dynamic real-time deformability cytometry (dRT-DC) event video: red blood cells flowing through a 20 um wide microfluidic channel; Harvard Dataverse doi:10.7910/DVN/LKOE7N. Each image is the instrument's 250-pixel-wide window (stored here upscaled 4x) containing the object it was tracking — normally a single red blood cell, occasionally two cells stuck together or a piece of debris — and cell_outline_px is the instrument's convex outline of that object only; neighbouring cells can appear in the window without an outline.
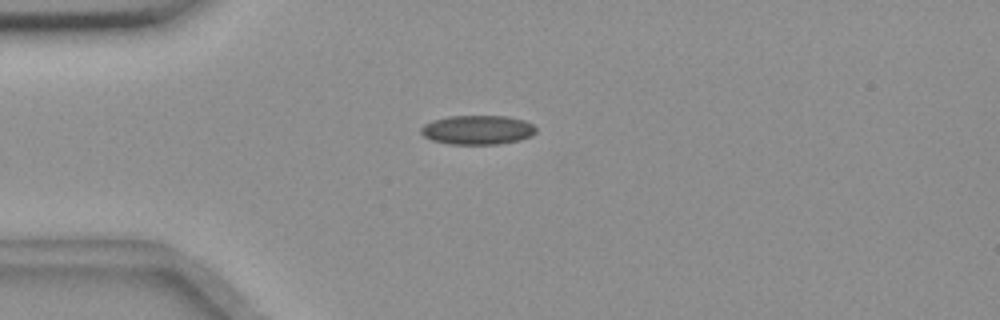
{"species": "common noctule bat (a hibernating species)", "species_latin": "Nyctalus noctula", "temperature_condition": "room temperature", "stored_images_in_passage": 8, "camera_frame_rate_fps": 3000, "um_per_image_px": 0.085, "animal": {"sex": "female", "body_mass_g": 18.4}, "frame": {"image": 1, "passage_image": 2, "time_ms": 1.0, "image_size_px": [1000, 320], "cell_outline_px": [[536, 132], [532, 136], [520, 140], [500, 144], [448, 144], [432, 140], [424, 136], [420, 132], [420, 128], [424, 124], [432, 120], [448, 116], [508, 116], [524, 120], [532, 124], [536, 128]], "centroid_in_image_um": [40.59, 11.04], "position_along_channel_um": 44.4, "area_um2": 19.77}}
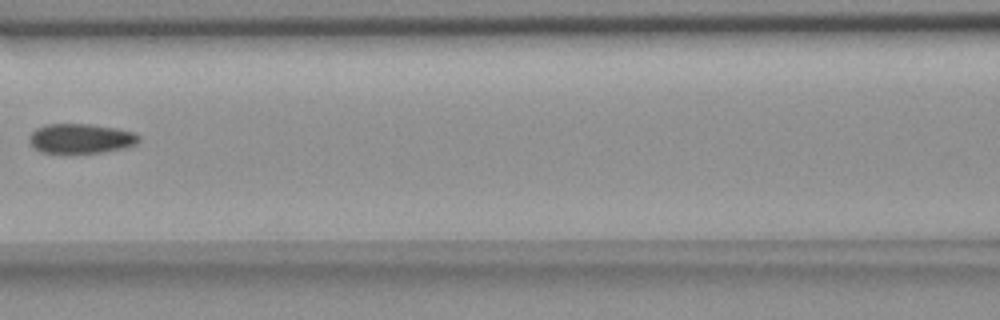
{"frame": {"image": 2, "passage_image": 5, "time_ms": 4.667, "image_size_px": [1000, 320], "cell_outline_px": [[140, 140], [136, 144], [128, 148], [104, 152], [40, 152], [28, 140], [28, 136], [36, 128], [48, 124], [92, 124], [116, 128], [136, 132], [140, 136]], "centroid_in_image_um": [6.93, 11.76], "position_along_channel_um": 159.7, "area_um2": 19.02}}
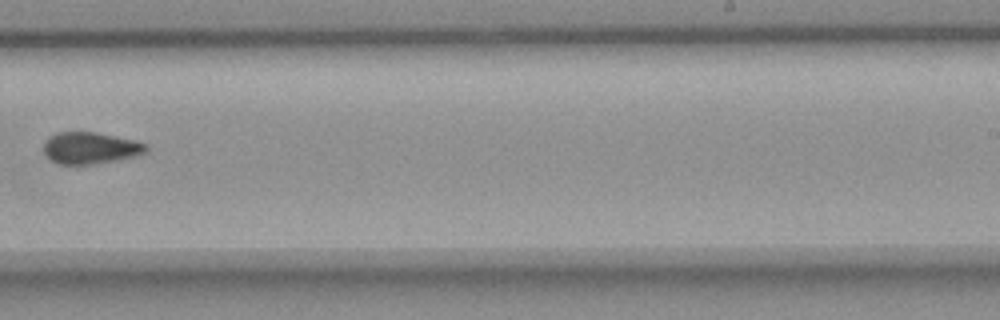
{"frame": {"image": 3, "passage_image": 8, "time_ms": 8.0, "image_size_px": [1000, 320], "cell_outline_px": [[148, 152], [136, 156], [116, 160], [92, 164], [60, 164], [52, 160], [44, 152], [44, 140], [48, 136], [56, 132], [96, 132], [136, 140], [148, 144]], "centroid_in_image_um": [7.71, 12.56], "position_along_channel_um": 281.3, "area_um2": 19.07}}